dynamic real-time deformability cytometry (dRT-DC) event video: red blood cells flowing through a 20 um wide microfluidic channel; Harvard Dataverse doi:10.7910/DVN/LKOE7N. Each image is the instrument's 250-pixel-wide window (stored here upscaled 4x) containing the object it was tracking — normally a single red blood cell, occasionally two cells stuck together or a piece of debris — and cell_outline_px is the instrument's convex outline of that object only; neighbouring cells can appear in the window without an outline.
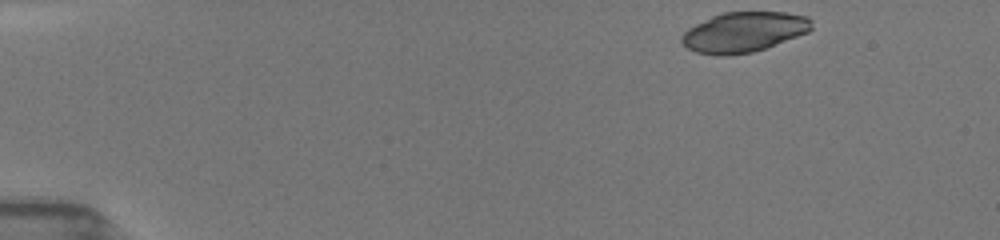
{"species": "common noctule bat (a hibernating species)", "species_latin": "Nyctalus noctula", "temperature_condition": "room temperature", "stored_images_in_passage": 21, "camera_frame_rate_fps": 3000, "um_per_image_px": 0.085, "animal": {"sex": "female", "body_mass_g": 19.5, "forearm_length_mm": 54.1}, "frame": {"image": 1, "passage_image": 1, "time_ms": 0.0, "image_size_px": [1000, 240], "cell_outline_px": [[812, 28], [808, 32], [764, 48], [752, 52], [728, 56], [716, 56], [696, 52], [688, 48], [680, 40], [680, 36], [688, 28], [712, 16], [724, 12], [784, 12], [808, 16], [812, 20]], "centroid_in_image_um": [63.21, 2.73], "position_along_channel_um": 21.8, "area_um2": 30.35}}